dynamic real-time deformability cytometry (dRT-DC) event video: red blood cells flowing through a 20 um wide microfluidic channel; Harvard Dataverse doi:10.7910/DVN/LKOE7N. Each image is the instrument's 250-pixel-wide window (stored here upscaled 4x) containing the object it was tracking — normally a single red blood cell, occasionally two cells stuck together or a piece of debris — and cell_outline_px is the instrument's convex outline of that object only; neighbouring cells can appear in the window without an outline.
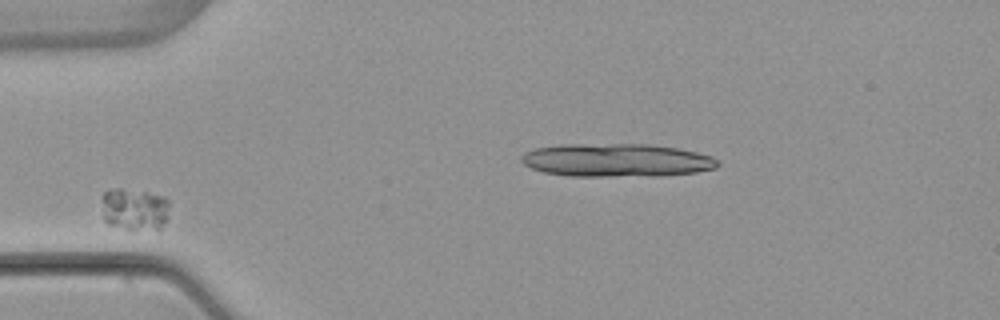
{"species": "common noctule bat (a hibernating species)", "species_latin": "Nyctalus noctula", "temperature_condition": "warm", "stored_images_in_passage": 6, "camera_frame_rate_fps": 3000, "um_per_image_px": 0.085, "animal": {"sex": "female", "body_mass_g": 22.7, "forearm_length_mm": 54.2}, "frame": {"image": 1, "passage_image": 2, "time_ms": 1.333, "image_size_px": [1000, 320], "cell_outline_px": [[168, 204], [164, 220], [160, 232], [124, 228], [108, 224], [104, 220], [104, 192], [112, 188], [120, 188], [148, 192], [164, 196], [168, 200]], "centroid_in_image_um": [11.46, 17.8], "position_along_channel_um": 73.5, "area_um2": 16.59}}
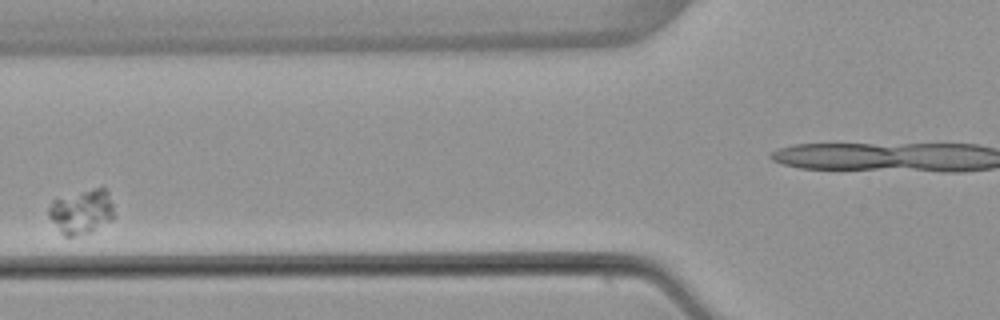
{"frame": {"image": 2, "passage_image": 3, "time_ms": 2.667, "image_size_px": [1000, 320], "cell_outline_px": [[116, 216], [112, 220], [92, 232], [72, 236], [64, 236], [60, 232], [48, 216], [48, 208], [52, 200], [80, 192], [96, 188], [104, 188], [108, 192]], "centroid_in_image_um": [6.95, 18.02], "position_along_channel_um": 118.9, "area_um2": 16.94}}
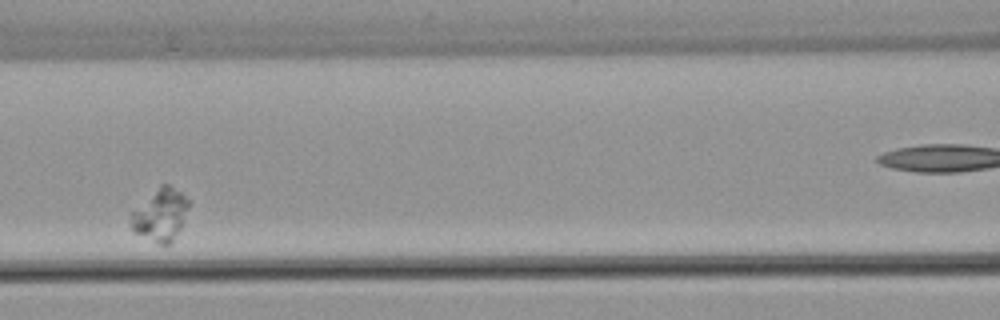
{"frame": {"image": 3, "passage_image": 4, "time_ms": 3.667, "image_size_px": [1000, 320], "cell_outline_px": [[188, 208], [180, 228], [172, 240], [168, 244], [160, 244], [136, 232], [132, 228], [132, 212], [160, 184], [168, 184], [180, 192], [188, 200]], "centroid_in_image_um": [13.65, 18.23], "position_along_channel_um": 152.9, "area_um2": 16.82}}